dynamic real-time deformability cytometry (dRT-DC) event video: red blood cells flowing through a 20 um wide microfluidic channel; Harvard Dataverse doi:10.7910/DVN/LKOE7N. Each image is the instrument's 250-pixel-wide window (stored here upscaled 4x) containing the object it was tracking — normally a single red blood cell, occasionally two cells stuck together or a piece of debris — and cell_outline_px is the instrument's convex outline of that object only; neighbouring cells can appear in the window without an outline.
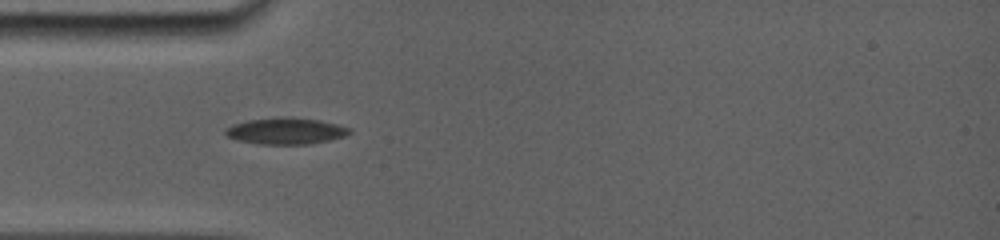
{"species": "common noctule bat (a hibernating species)", "species_latin": "Nyctalus noctula", "temperature_condition": "room temperature", "stored_images_in_passage": 9, "camera_frame_rate_fps": 5000, "um_per_image_px": 0.085, "animal": {"sex": "female", "body_mass_g": 19.0, "forearm_length_mm": 56.7}, "frame": {"image": 1, "passage_image": 1, "time_ms": 0.0, "image_size_px": [1000, 240], "cell_outline_px": [[348, 132], [340, 136], [324, 140], [304, 144], [268, 144], [240, 140], [228, 136], [224, 132], [228, 128], [236, 124], [248, 120], [316, 120], [348, 128]], "centroid_in_image_um": [24.22, 11.18], "position_along_channel_um": 60.8, "area_um2": 16.99}}
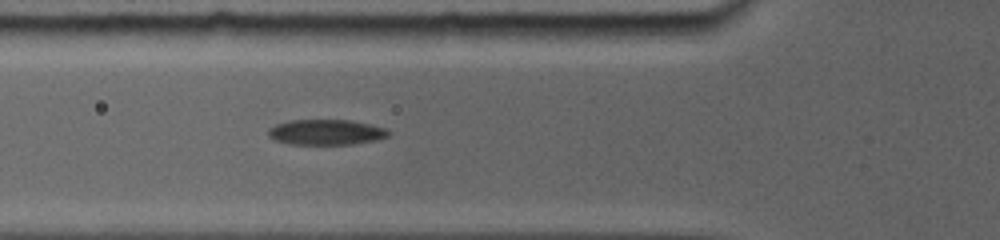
{"frame": {"image": 2, "passage_image": 8, "time_ms": 1.0, "image_size_px": [1000, 240], "cell_outline_px": [[388, 136], [372, 140], [348, 144], [296, 144], [276, 140], [268, 132], [276, 124], [292, 120], [348, 120], [368, 124], [384, 128], [388, 132]], "centroid_in_image_um": [27.71, 11.22], "position_along_channel_um": 98.1, "area_um2": 17.05}}